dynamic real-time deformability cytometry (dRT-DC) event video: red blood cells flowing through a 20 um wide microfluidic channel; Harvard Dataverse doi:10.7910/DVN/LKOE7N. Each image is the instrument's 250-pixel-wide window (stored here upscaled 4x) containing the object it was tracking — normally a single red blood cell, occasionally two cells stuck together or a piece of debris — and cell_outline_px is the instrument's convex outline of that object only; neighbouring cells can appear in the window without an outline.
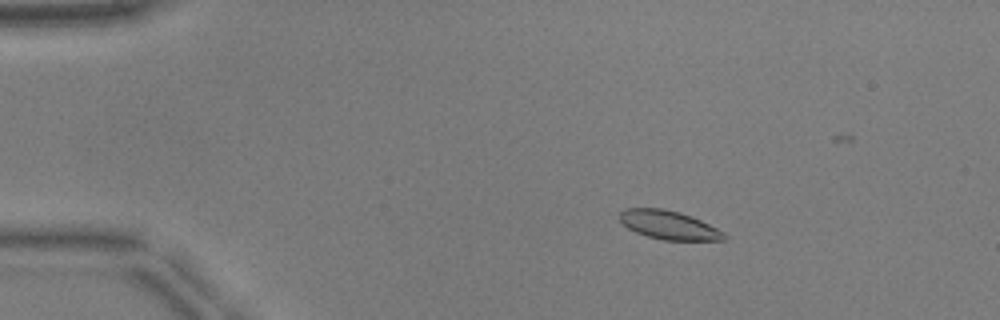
{"species": "common noctule bat (a hibernating species)", "species_latin": "Nyctalus noctula", "temperature_condition": "warm", "stored_images_in_passage": 48, "camera_frame_rate_fps": 3000, "um_per_image_px": 0.085, "animal": {"sex": "male", "body_mass_g": 17.9, "forearm_length_mm": 54.2}, "frame": {"image": 1, "passage_image": 4, "time_ms": 1.0, "image_size_px": [1000, 320], "cell_outline_px": [[728, 236], [724, 240], [664, 240], [648, 236], [636, 232], [628, 228], [620, 220], [620, 212], [624, 208], [664, 208], [680, 212], [692, 216], [724, 232]], "centroid_in_image_um": [56.86, 19.12], "position_along_channel_um": 28.1, "area_um2": 17.4}}
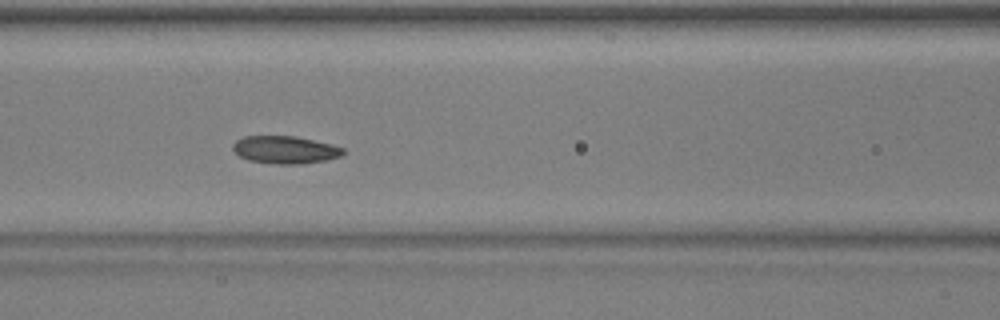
{"frame": {"image": 2, "passage_image": 18, "time_ms": 5.667, "image_size_px": [1000, 320], "cell_outline_px": [[344, 152], [340, 156], [324, 160], [304, 164], [276, 164], [248, 160], [240, 156], [232, 148], [232, 144], [236, 140], [244, 136], [296, 136], [332, 144], [344, 148]], "centroid_in_image_um": [24.23, 12.73], "position_along_channel_um": 142.4, "area_um2": 17.74}}
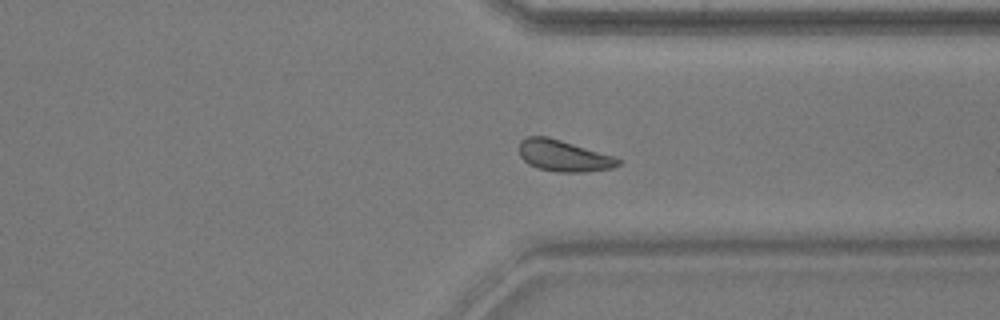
{"frame": {"image": 3, "passage_image": 35, "time_ms": 11.333, "image_size_px": [1000, 320], "cell_outline_px": [[624, 160], [620, 164], [612, 168], [584, 172], [556, 172], [536, 168], [528, 164], [520, 156], [520, 140], [528, 136], [548, 136], [612, 156]], "centroid_in_image_um": [47.89, 13.25], "position_along_channel_um": 363.5, "area_um2": 18.03}, "authors_computed_cell_mechanics": {"area_um2": 17.9758, "velocity_mm_per_s": 3.9042, "shape_relaxation_time_tau1_ms": 10.4343, "shape_relaxation_time_tau2_ms": 3.9133, "deformation_change_tau1": 0.1957, "deformation_change_tau2": 0.0865}}